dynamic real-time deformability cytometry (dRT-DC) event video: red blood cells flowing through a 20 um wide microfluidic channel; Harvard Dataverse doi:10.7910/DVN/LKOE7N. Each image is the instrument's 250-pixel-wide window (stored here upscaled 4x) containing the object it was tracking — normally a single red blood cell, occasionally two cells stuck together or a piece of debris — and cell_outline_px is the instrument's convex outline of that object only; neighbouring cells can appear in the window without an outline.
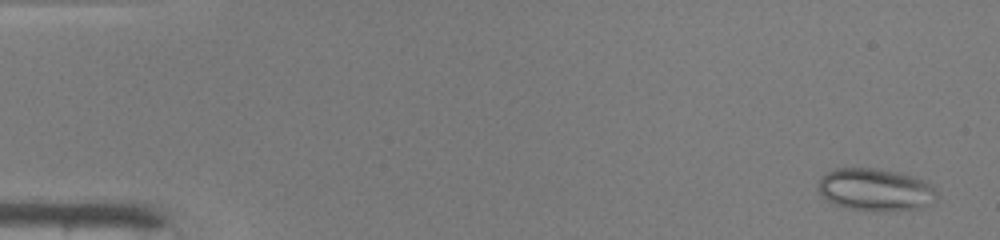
{"species": "common noctule bat (a hibernating species)", "species_latin": "Nyctalus noctula", "temperature_condition": "warm", "stored_images_in_passage": 48, "camera_frame_rate_fps": 3000, "um_per_image_px": 0.085, "animal": {"sex": "male", "body_mass_g": 19.0, "forearm_length_mm": 50.8}, "frame": {"image": 1, "passage_image": 2, "time_ms": 0.333, "image_size_px": [1000, 240], "cell_outline_px": [[936, 196], [920, 208], [876, 212], [852, 208], [832, 204], [820, 196], [816, 188], [820, 176], [836, 168], [876, 168], [900, 172], [924, 180], [932, 184], [936, 192]], "centroid_in_image_um": [74.33, 16.11], "position_along_channel_um": 10.7, "area_um2": 29.54}}
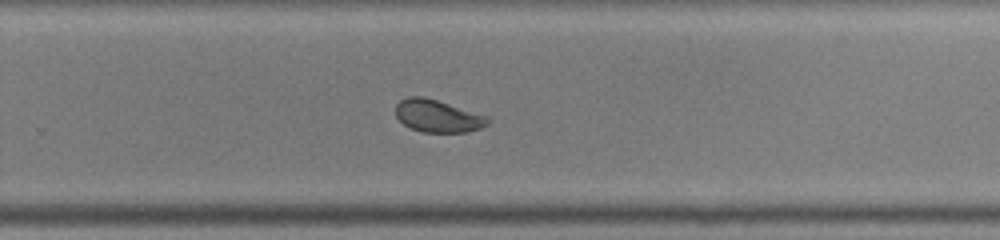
{"frame": {"image": 2, "passage_image": 32, "time_ms": 10.333, "image_size_px": [1000, 240], "cell_outline_px": [[492, 120], [488, 124], [480, 128], [468, 132], [420, 132], [408, 128], [396, 116], [396, 104], [400, 100], [408, 96], [424, 96], [488, 116]], "centroid_in_image_um": [37.2, 9.86], "position_along_channel_um": 292.6, "area_um2": 17.57}}
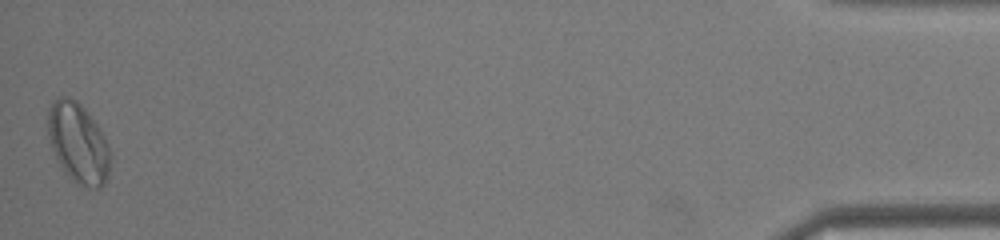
{"frame": {"image": 3, "passage_image": 48, "time_ms": 15.667, "image_size_px": [1000, 240], "cell_outline_px": [[112, 152], [108, 176], [104, 184], [100, 188], [92, 188], [80, 184], [68, 176], [60, 164], [52, 148], [48, 132], [48, 108], [52, 100], [60, 96], [68, 96], [76, 100], [88, 112], [104, 136]], "centroid_in_image_um": [6.66, 12.13], "position_along_channel_um": 428.5, "area_um2": 29.07}, "authors_computed_cell_mechanics": {"area_um2": 21.1259, "velocity_mm_per_s": 4.1921, "shape_relaxation_time_tau1_ms": 5.7161, "shape_relaxation_time_tau2_ms": 1.7666, "deformation_change_tau1": 0.1254, "deformation_change_tau2": 0.0687}}